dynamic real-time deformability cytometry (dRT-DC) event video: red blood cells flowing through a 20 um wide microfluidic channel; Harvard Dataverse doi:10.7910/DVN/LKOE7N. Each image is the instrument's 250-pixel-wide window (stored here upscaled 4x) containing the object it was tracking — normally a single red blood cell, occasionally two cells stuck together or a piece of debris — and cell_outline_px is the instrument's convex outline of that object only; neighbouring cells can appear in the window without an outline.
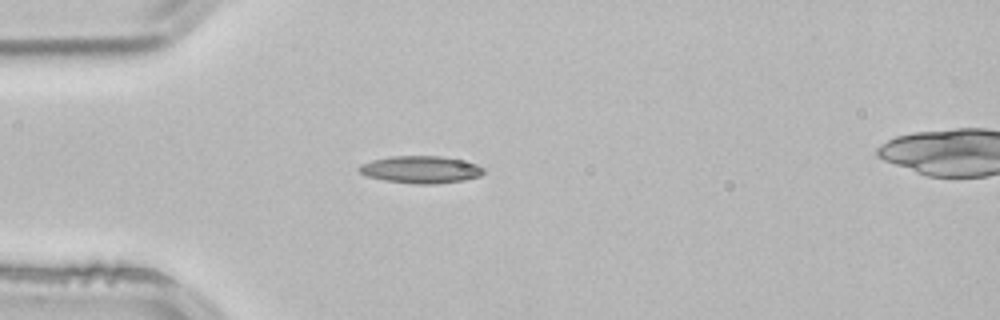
{"species": "common noctule bat (a hibernating species)", "species_latin": "Nyctalus noctula", "temperature_condition": "room temperature", "stored_images_in_passage": 2, "camera_frame_rate_fps": 3000, "um_per_image_px": 0.085, "animal": {"sex": "male", "body_mass_g": 21.5, "forearm_length_mm": 52.0}, "frame": {"image": 1, "passage_image": 1, "time_ms": 0.0, "image_size_px": [1000, 320], "cell_outline_px": [[484, 172], [480, 176], [464, 180], [436, 184], [412, 184], [384, 180], [368, 176], [360, 172], [356, 168], [360, 164], [372, 160], [392, 156], [440, 156], [460, 160], [476, 164], [484, 168]], "centroid_in_image_um": [35.75, 14.42], "position_along_channel_um": 49.3, "area_um2": 19.77}}